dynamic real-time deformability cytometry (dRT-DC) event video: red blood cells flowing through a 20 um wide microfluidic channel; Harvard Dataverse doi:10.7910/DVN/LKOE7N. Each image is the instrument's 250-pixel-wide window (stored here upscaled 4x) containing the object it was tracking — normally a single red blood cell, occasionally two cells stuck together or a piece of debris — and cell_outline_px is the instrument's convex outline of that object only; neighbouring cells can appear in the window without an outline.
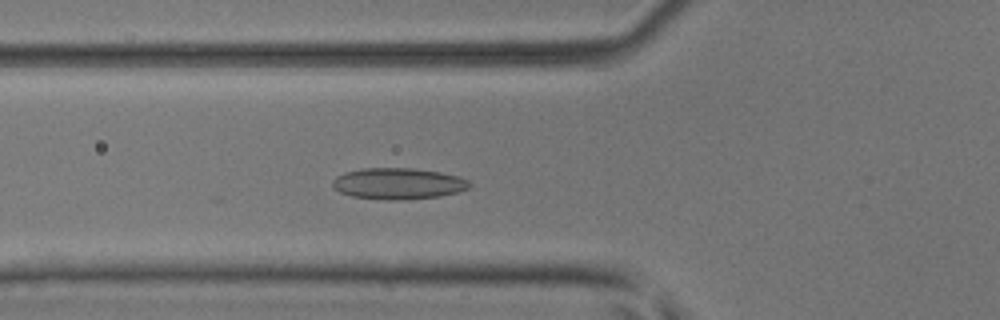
{"species": "common noctule bat (a hibernating species)", "species_latin": "Nyctalus noctula", "temperature_condition": "room temperature", "stored_images_in_passage": 30, "camera_frame_rate_fps": 3000, "um_per_image_px": 0.085, "animal": {"sex": "male", "body_mass_g": 17.9, "forearm_length_mm": 54.2}, "frame": {"image": 1, "passage_image": 7, "time_ms": 2.0, "image_size_px": [1000, 320], "cell_outline_px": [[472, 184], [468, 188], [456, 192], [436, 196], [400, 200], [388, 200], [352, 196], [340, 192], [332, 188], [332, 180], [336, 176], [344, 172], [360, 168], [412, 168], [440, 172], [460, 176], [468, 180]], "centroid_in_image_um": [33.81, 15.59], "position_along_channel_um": 92.0, "area_um2": 24.97}}
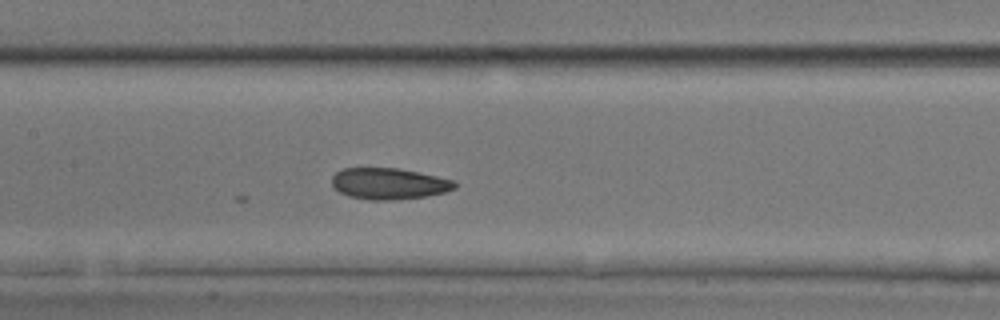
{"frame": {"image": 2, "passage_image": 13, "time_ms": 4.0, "image_size_px": [1000, 320], "cell_outline_px": [[456, 188], [444, 192], [428, 196], [396, 200], [372, 200], [348, 196], [340, 192], [332, 184], [332, 176], [336, 172], [344, 168], [396, 168], [456, 180]], "centroid_in_image_um": [33.07, 15.62], "position_along_channel_um": 174.3, "area_um2": 22.37}}
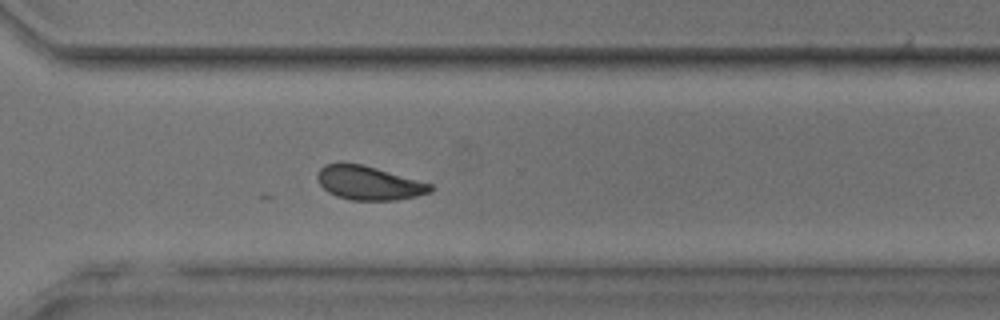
{"frame": {"image": 3, "passage_image": 25, "time_ms": 8.0, "image_size_px": [1000, 320], "cell_outline_px": [[436, 188], [432, 192], [416, 196], [396, 200], [352, 200], [336, 196], [328, 192], [320, 184], [316, 176], [320, 168], [324, 164], [360, 164], [376, 168], [432, 184]], "centroid_in_image_um": [31.37, 15.57], "position_along_channel_um": 339.2, "area_um2": 22.08}}